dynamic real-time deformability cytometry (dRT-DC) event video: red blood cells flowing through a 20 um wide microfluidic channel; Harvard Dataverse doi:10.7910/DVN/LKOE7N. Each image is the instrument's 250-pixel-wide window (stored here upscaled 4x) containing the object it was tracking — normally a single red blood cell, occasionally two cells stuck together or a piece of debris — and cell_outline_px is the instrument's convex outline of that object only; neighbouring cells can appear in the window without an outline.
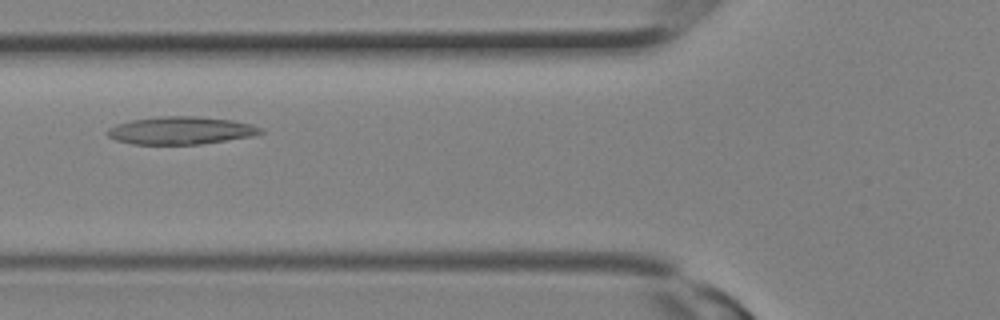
{"species": "Egyptian fruit bat (a non-hibernating species)", "species_latin": "Rousettus aegyptiacus", "temperature_condition": "room temperature", "stored_images_in_passage": 13, "camera_frame_rate_fps": 3000, "um_per_image_px": 0.085, "animal": {"sex": "female"}, "frame": {"image": 1, "passage_image": 10, "time_ms": 3.0, "image_size_px": [1000, 320], "cell_outline_px": [[264, 132], [252, 136], [200, 144], [132, 144], [116, 140], [108, 136], [108, 128], [116, 124], [132, 120], [160, 116], [196, 116], [232, 120], [252, 124], [264, 128]], "centroid_in_image_um": [15.4, 11.08], "position_along_channel_um": 110.4, "area_um2": 24.68}}
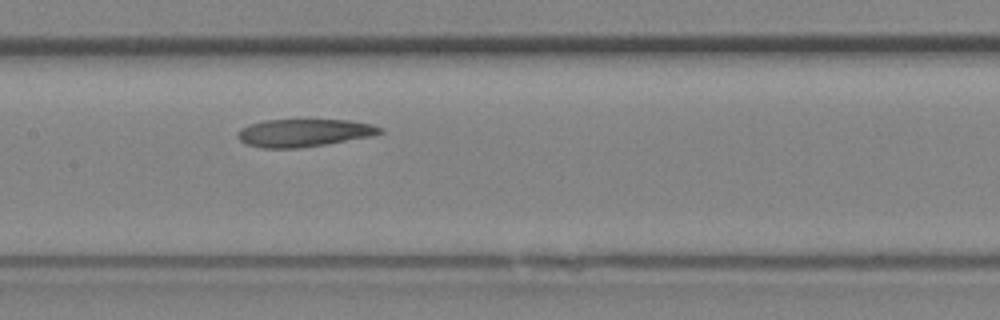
{"frame": {"image": 2, "passage_image": 13, "time_ms": 4.0, "image_size_px": [1000, 320], "cell_outline_px": [[384, 132], [372, 136], [324, 144], [296, 148], [260, 148], [244, 144], [236, 136], [236, 132], [240, 128], [248, 124], [264, 120], [352, 120], [372, 124], [384, 128]], "centroid_in_image_um": [25.8, 11.28], "position_along_channel_um": 181.6, "area_um2": 23.18}}